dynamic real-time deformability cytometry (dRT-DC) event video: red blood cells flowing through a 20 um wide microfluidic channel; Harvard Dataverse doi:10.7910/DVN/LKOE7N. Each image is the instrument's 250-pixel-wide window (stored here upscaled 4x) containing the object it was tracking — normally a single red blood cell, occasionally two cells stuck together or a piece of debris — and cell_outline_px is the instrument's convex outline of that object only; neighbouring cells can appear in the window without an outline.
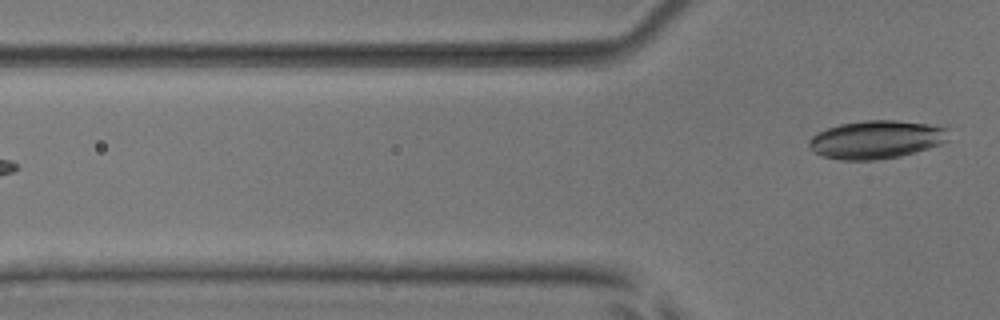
{"species": "common noctule bat (a hibernating species)", "species_latin": "Nyctalus noctula", "temperature_condition": "room temperature", "stored_images_in_passage": 3, "camera_frame_rate_fps": 3000, "um_per_image_px": 0.085, "animal": {"sex": "male", "body_mass_g": 17.9, "forearm_length_mm": 54.2}, "frame": {"image": 1, "passage_image": 3, "time_ms": 0.667, "image_size_px": [1000, 320], "cell_outline_px": [[948, 140], [940, 144], [928, 148], [900, 156], [876, 160], [840, 160], [824, 156], [812, 152], [808, 144], [808, 140], [812, 136], [828, 128], [840, 124], [864, 120], [896, 120], [928, 124], [948, 128]], "centroid_in_image_um": [74.47, 11.86], "position_along_channel_um": 51.3, "area_um2": 31.04}}